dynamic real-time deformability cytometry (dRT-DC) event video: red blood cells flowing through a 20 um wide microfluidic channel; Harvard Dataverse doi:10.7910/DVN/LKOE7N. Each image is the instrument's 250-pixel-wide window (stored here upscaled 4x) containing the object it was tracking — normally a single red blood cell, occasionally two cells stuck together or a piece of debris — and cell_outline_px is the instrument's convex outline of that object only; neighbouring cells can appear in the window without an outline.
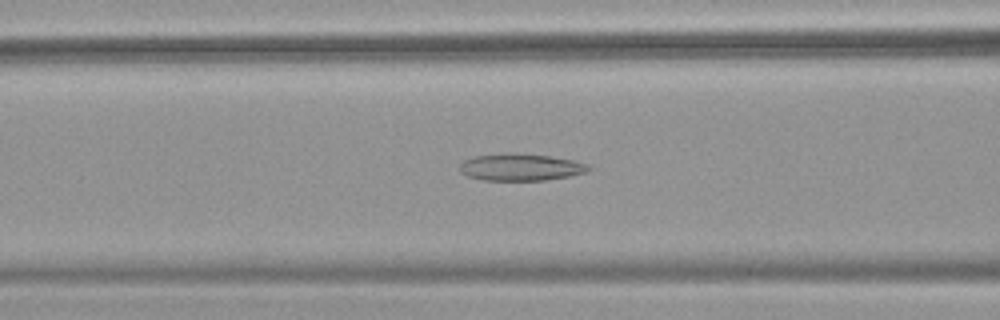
{"species": "common noctule bat (a hibernating species)", "species_latin": "Nyctalus noctula", "temperature_condition": "warm", "stored_images_in_passage": 54, "camera_frame_rate_fps": 3000, "um_per_image_px": 0.085, "animal": {"sex": "female", "body_mass_g": 18.4}, "frame": {"image": 1, "passage_image": 22, "time_ms": 7.0, "image_size_px": [1000, 320], "cell_outline_px": [[592, 168], [584, 172], [568, 176], [544, 180], [484, 180], [468, 176], [460, 172], [460, 164], [464, 160], [472, 156], [508, 152], [552, 156], [576, 160], [588, 164]], "centroid_in_image_um": [44.25, 14.19], "position_along_channel_um": 122.4, "area_um2": 20.4}}
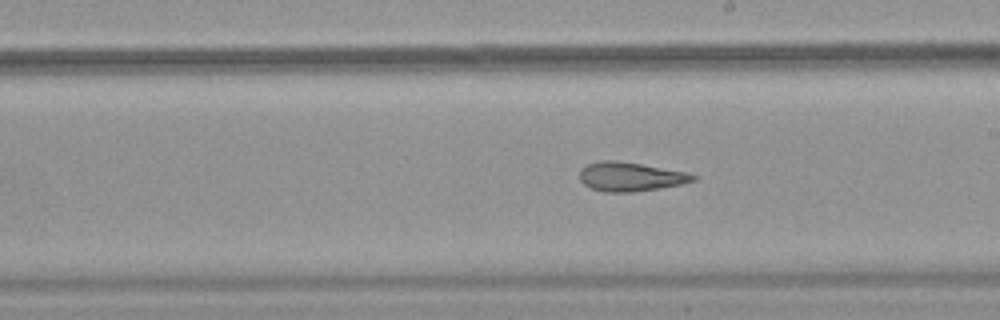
{"frame": {"image": 2, "passage_image": 31, "time_ms": 10.0, "image_size_px": [1000, 320], "cell_outline_px": [[700, 176], [696, 180], [680, 184], [660, 188], [632, 192], [604, 192], [592, 188], [584, 184], [580, 180], [580, 168], [588, 164], [600, 160], [616, 160], [688, 172]], "centroid_in_image_um": [53.6, 15.01], "position_along_channel_um": 235.4, "area_um2": 19.25}}
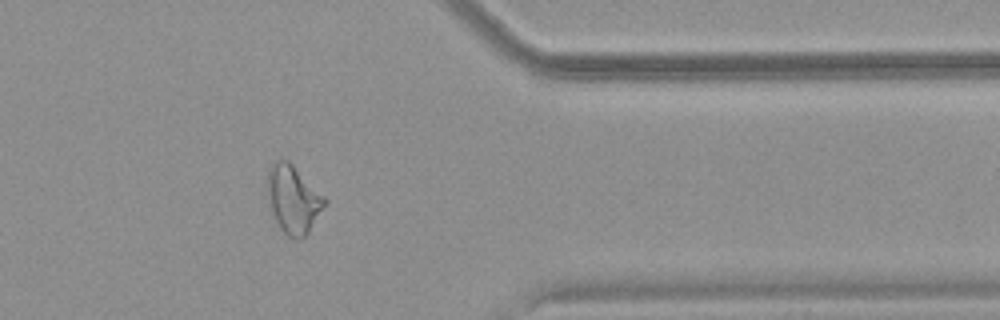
{"frame": {"image": 3, "passage_image": 44, "time_ms": 14.333, "image_size_px": [1000, 320], "cell_outline_px": [[328, 200], [308, 232], [304, 236], [296, 240], [288, 236], [280, 228], [272, 212], [264, 184], [268, 168], [276, 160], [288, 160]], "centroid_in_image_um": [24.88, 16.91], "position_along_channel_um": 386.5, "area_um2": 22.6}, "authors_computed_cell_mechanics": {"area_um2": 23.7269, "velocity_mm_per_s": 3.7851, "shape_relaxation_time_tau1_ms": null, "shape_relaxation_time_tau2_ms": 3.5493, "deformation_change_tau1": null, "deformation_change_tau2": 0.1281}}